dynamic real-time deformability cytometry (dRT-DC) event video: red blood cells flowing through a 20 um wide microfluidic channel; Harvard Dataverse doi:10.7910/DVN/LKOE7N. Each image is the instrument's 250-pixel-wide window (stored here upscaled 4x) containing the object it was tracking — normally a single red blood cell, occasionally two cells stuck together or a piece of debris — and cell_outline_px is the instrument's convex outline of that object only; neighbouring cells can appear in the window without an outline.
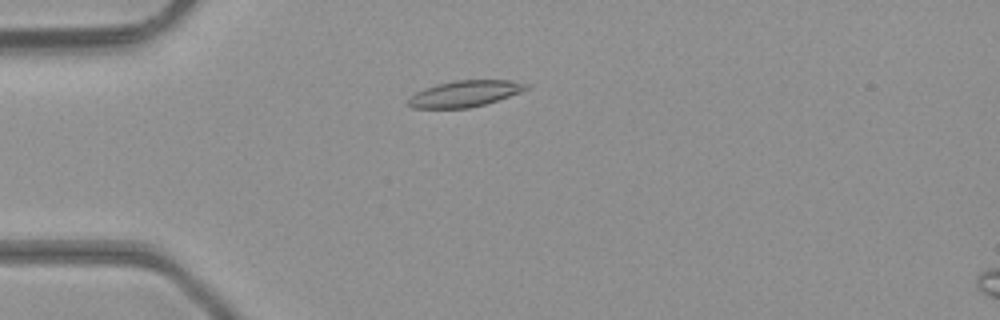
{"species": "common noctule bat (a hibernating species)", "species_latin": "Nyctalus noctula", "temperature_condition": "room temperature", "stored_images_in_passage": 5, "camera_frame_rate_fps": 3000, "um_per_image_px": 0.085, "animal": {"sex": "male", "body_mass_g": 23.1, "forearm_length_mm": 52.7}, "frame": {"image": 1, "passage_image": 5, "time_ms": 1.333, "image_size_px": [1000, 320], "cell_outline_px": [[528, 88], [520, 92], [484, 104], [468, 108], [412, 108], [408, 104], [408, 96], [424, 88], [436, 84], [456, 80], [512, 80], [528, 84]], "centroid_in_image_um": [39.46, 7.95], "position_along_channel_um": 45.5, "area_um2": 17.92}}